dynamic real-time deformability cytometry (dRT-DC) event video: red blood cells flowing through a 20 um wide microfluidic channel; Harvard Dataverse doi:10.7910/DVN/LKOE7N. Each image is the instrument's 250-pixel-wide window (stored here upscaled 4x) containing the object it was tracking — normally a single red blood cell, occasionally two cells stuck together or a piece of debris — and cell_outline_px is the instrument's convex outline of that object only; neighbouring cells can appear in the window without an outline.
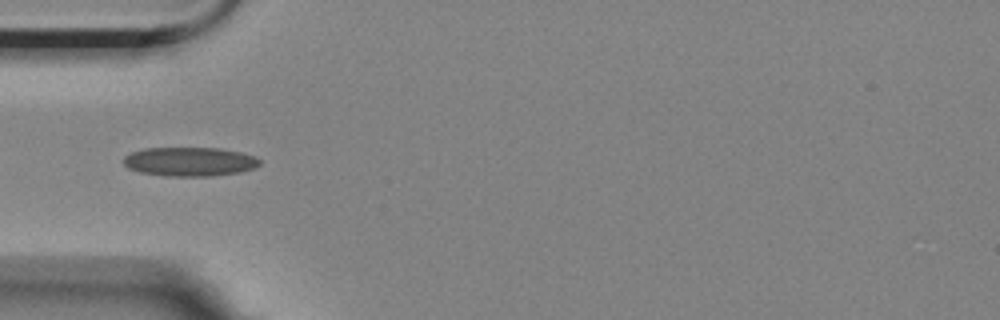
{"species": "Egyptian fruit bat (a non-hibernating species)", "species_latin": "Rousettus aegyptiacus", "temperature_condition": "room temperature", "stored_images_in_passage": 8, "camera_frame_rate_fps": 3000, "um_per_image_px": 0.085, "animal": {"sex": "female"}, "frame": {"image": 1, "passage_image": 4, "time_ms": 4.333, "image_size_px": [1000, 320], "cell_outline_px": [[260, 164], [256, 168], [240, 172], [212, 176], [164, 176], [140, 172], [128, 168], [120, 160], [124, 156], [132, 152], [144, 148], [220, 148], [240, 152], [256, 156], [260, 160]], "centroid_in_image_um": [16.12, 13.74], "position_along_channel_um": 68.9, "area_um2": 23.29}}
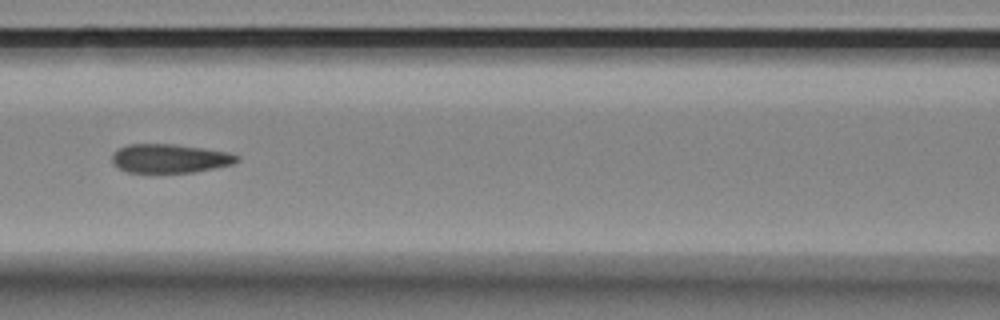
{"frame": {"image": 2, "passage_image": 6, "time_ms": 6.667, "image_size_px": [1000, 320], "cell_outline_px": [[240, 160], [232, 164], [216, 168], [196, 172], [152, 176], [128, 172], [116, 168], [112, 164], [112, 152], [128, 144], [172, 144], [228, 152], [240, 156]], "centroid_in_image_um": [14.37, 13.53], "position_along_channel_um": 152.2, "area_um2": 22.02}}
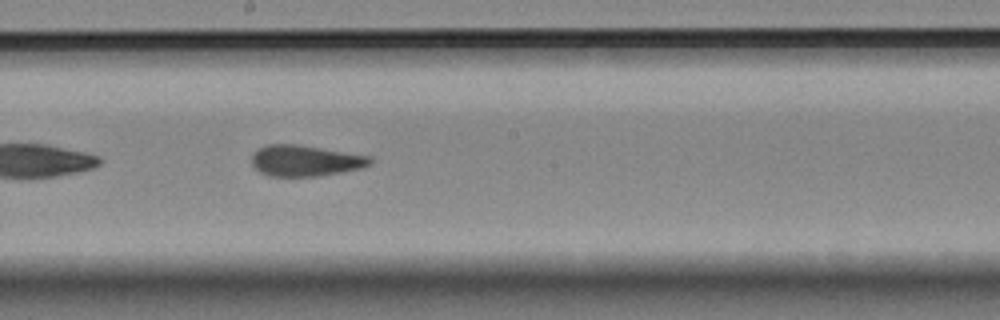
{"frame": {"image": 3, "passage_image": 8, "time_ms": 8.667, "image_size_px": [1000, 320], "cell_outline_px": [[372, 164], [360, 168], [320, 176], [268, 176], [260, 172], [252, 164], [252, 152], [256, 148], [268, 144], [296, 144], [372, 156]], "centroid_in_image_um": [25.93, 13.65], "position_along_channel_um": 222.3, "area_um2": 21.5}}